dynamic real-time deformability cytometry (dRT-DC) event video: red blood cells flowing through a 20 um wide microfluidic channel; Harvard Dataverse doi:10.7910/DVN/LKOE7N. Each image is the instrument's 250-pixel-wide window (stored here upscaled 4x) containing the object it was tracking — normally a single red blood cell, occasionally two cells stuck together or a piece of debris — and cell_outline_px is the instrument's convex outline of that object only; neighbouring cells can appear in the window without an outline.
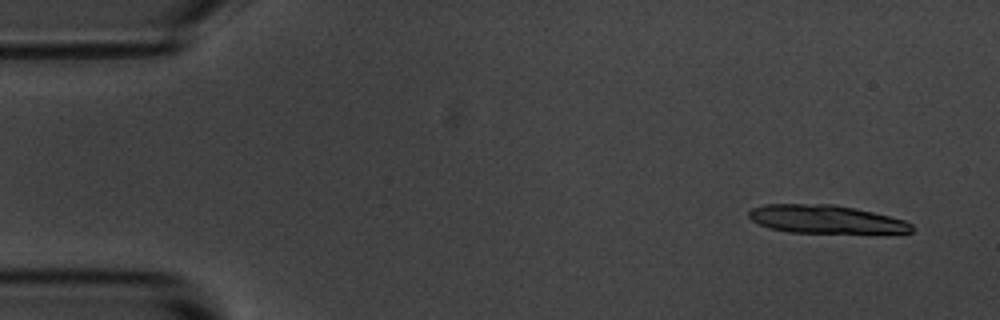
{"species": "common noctule bat (a hibernating species)", "species_latin": "Nyctalus noctula", "temperature_condition": "room temperature", "stored_images_in_passage": 13, "camera_frame_rate_fps": 3000, "um_per_image_px": 0.085, "animal": {"sex": "male", "body_mass_g": 20.1, "forearm_length_mm": 53.5}, "frame": {"image": 1, "passage_image": 1, "time_ms": 0.0, "image_size_px": [1000, 320], "cell_outline_px": [[916, 228], [912, 232], [788, 232], [768, 228], [752, 220], [748, 216], [748, 212], [752, 208], [764, 204], [832, 204], [856, 208], [904, 220], [912, 224]], "centroid_in_image_um": [70.14, 18.62], "position_along_channel_um": 14.9, "area_um2": 26.47}}